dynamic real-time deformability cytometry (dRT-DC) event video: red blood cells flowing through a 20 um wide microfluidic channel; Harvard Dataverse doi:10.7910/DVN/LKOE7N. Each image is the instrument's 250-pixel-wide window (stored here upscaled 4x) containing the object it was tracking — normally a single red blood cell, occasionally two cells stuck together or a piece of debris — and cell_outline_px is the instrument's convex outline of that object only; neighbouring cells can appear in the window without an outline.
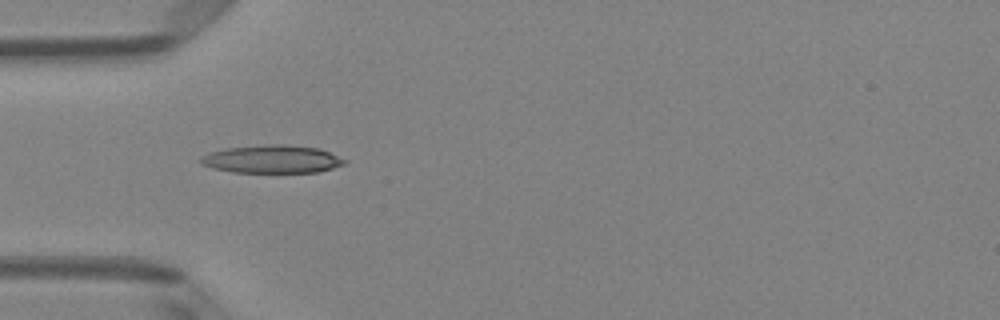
{"species": "Egyptian fruit bat (a non-hibernating species)", "species_latin": "Rousettus aegyptiacus", "temperature_condition": "room temperature", "stored_images_in_passage": 8, "camera_frame_rate_fps": 3000, "um_per_image_px": 0.085, "animal": {"sex": "female"}, "frame": {"image": 1, "passage_image": 5, "time_ms": 1.333, "image_size_px": [1000, 320], "cell_outline_px": [[348, 160], [344, 164], [332, 168], [316, 172], [232, 172], [212, 168], [200, 164], [200, 156], [212, 152], [228, 148], [272, 144], [276, 144], [316, 148], [328, 152]], "centroid_in_image_um": [23.1, 13.54], "position_along_channel_um": 61.9, "area_um2": 23.06}}
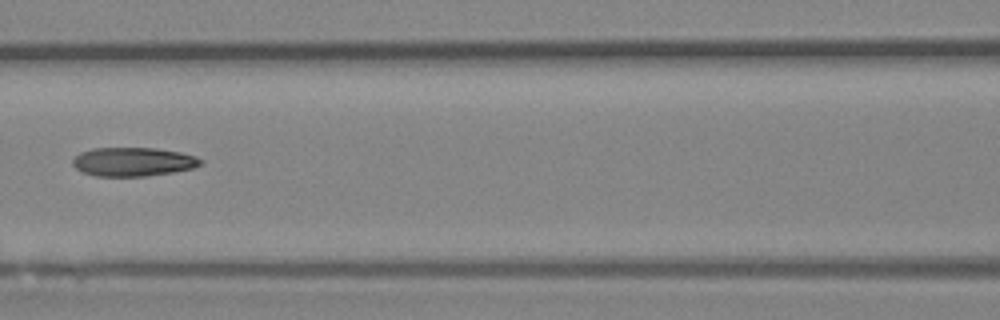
{"frame": {"image": 2, "passage_image": 7, "time_ms": 2.0, "image_size_px": [1000, 320], "cell_outline_px": [[204, 160], [200, 164], [192, 168], [172, 172], [144, 176], [96, 176], [84, 172], [76, 168], [72, 164], [72, 160], [80, 152], [92, 148], [156, 148], [180, 152], [196, 156]], "centroid_in_image_um": [11.31, 13.74], "position_along_channel_um": 155.3, "area_um2": 21.39}}
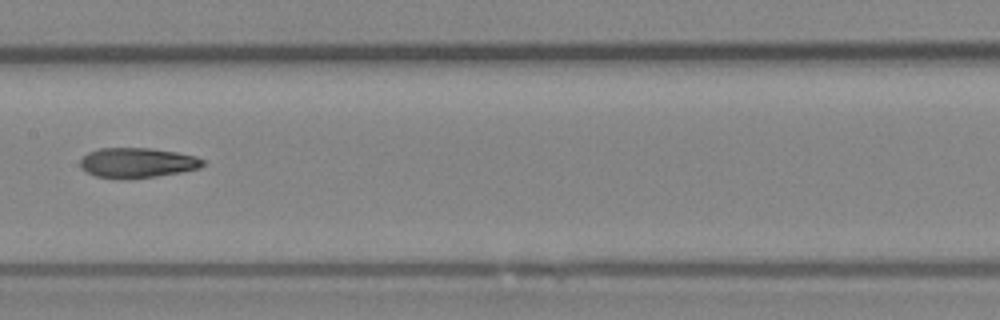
{"frame": {"image": 3, "passage_image": 8, "time_ms": 2.333, "image_size_px": [1000, 320], "cell_outline_px": [[204, 164], [200, 168], [180, 172], [156, 176], [128, 180], [124, 180], [96, 176], [80, 168], [80, 160], [88, 152], [100, 148], [148, 148], [176, 152], [196, 156], [204, 160]], "centroid_in_image_um": [11.65, 13.84], "position_along_channel_um": 195.7, "area_um2": 21.56}}